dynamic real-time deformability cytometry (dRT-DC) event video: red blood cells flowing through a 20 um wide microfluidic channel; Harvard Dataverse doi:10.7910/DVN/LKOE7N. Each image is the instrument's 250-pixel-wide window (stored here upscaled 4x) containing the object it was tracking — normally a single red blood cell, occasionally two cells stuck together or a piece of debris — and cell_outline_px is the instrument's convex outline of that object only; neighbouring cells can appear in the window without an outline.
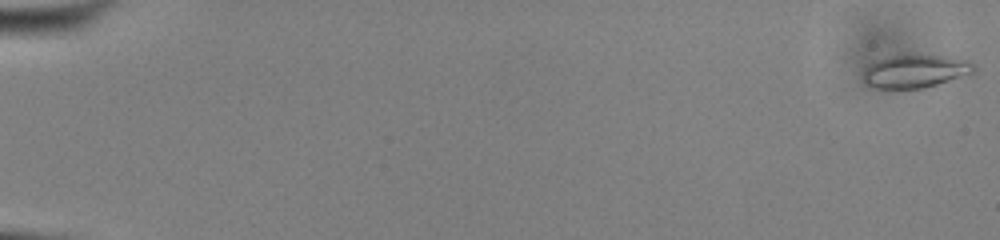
{"species": "common noctule bat (a hibernating species)", "species_latin": "Nyctalus noctula", "temperature_condition": "cold", "stored_images_in_passage": 17, "camera_frame_rate_fps": 3000, "um_per_image_px": 0.085, "animal": {"sex": "male", "body_mass_g": 13.0, "forearm_length_mm": 53.1}, "frame": {"image": 1, "passage_image": 1, "time_ms": 0.0, "image_size_px": [1000, 240], "cell_outline_px": [[976, 72], [972, 76], [924, 88], [876, 88], [868, 84], [864, 80], [864, 68], [868, 64], [884, 56], [948, 56], [968, 60], [976, 64]], "centroid_in_image_um": [77.91, 6.06], "position_along_channel_um": 7.1, "area_um2": 21.73}}